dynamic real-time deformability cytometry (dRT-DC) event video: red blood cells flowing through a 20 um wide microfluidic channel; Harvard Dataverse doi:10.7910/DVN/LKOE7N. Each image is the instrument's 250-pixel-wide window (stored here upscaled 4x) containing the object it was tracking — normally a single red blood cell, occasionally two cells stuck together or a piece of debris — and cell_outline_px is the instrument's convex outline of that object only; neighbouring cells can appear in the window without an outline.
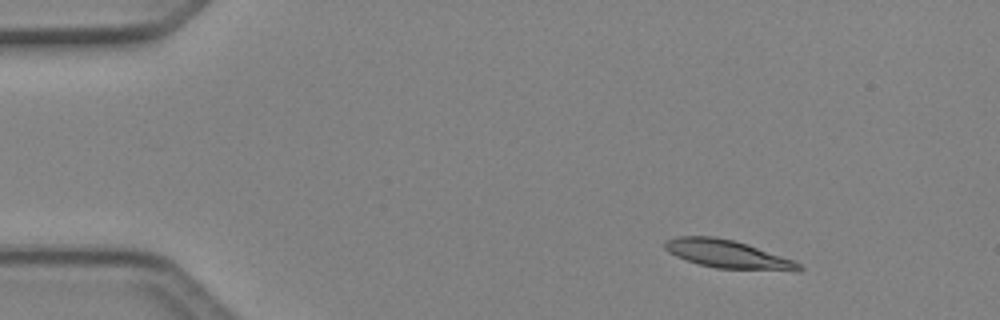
{"species": "Egyptian fruit bat (a non-hibernating species)", "species_latin": "Rousettus aegyptiacus", "temperature_condition": "cold", "stored_images_in_passage": 5, "camera_frame_rate_fps": 3000, "um_per_image_px": 0.085, "animal": {"sex": "female"}, "frame": {"image": 1, "passage_image": 1, "time_ms": 0.0, "image_size_px": [1000, 320], "cell_outline_px": [[804, 268], [800, 272], [792, 272], [716, 268], [700, 264], [676, 256], [668, 252], [664, 248], [664, 240], [676, 236], [712, 236], [732, 240], [748, 244], [792, 260], [800, 264]], "centroid_in_image_um": [61.89, 21.62], "position_along_channel_um": 23.1, "area_um2": 22.2}}
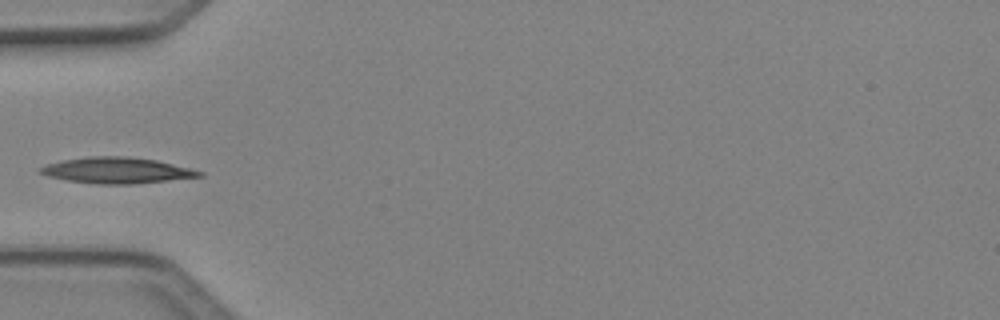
{"frame": {"image": 2, "passage_image": 4, "time_ms": 1.0, "image_size_px": [1000, 320], "cell_outline_px": [[204, 176], [136, 184], [96, 184], [68, 180], [48, 176], [40, 172], [36, 168], [60, 160], [88, 156], [128, 156], [156, 160], [192, 168], [204, 172]], "centroid_in_image_um": [9.95, 14.48], "position_along_channel_um": 75.1, "area_um2": 24.28}}
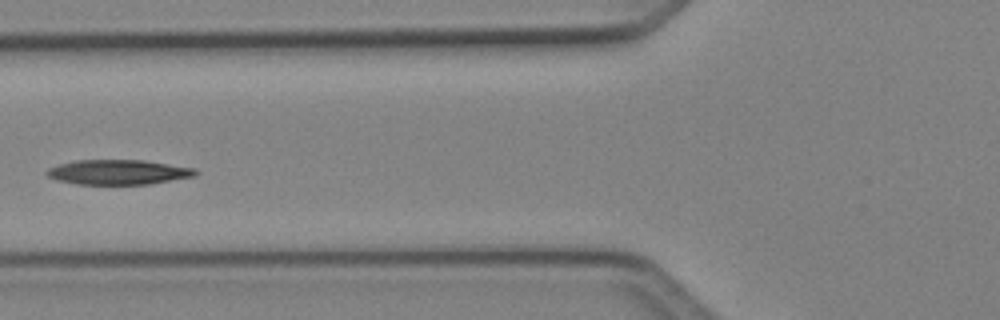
{"frame": {"image": 3, "passage_image": 5, "time_ms": 1.333, "image_size_px": [1000, 320], "cell_outline_px": [[200, 172], [196, 176], [148, 184], [76, 184], [56, 180], [48, 176], [44, 172], [48, 168], [60, 164], [76, 160], [144, 160], [196, 168]], "centroid_in_image_um": [10.07, 14.63], "position_along_channel_um": 115.7, "area_um2": 21.62}}